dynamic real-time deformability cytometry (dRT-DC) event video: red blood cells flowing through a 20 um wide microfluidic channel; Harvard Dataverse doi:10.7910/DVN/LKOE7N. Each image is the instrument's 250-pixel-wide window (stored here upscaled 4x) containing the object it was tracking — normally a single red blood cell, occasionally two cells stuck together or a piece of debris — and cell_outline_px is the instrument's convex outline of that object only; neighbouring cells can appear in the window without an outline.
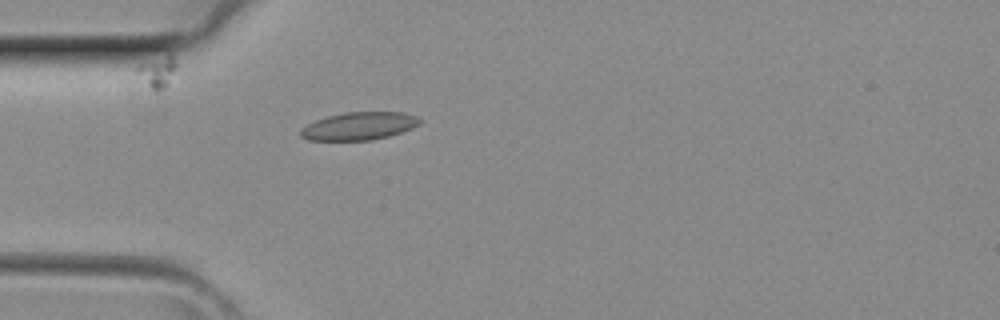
{"species": "common noctule bat (a hibernating species)", "species_latin": "Nyctalus noctula", "temperature_condition": "room temperature", "stored_images_in_passage": 4, "camera_frame_rate_fps": 3000, "um_per_image_px": 0.085, "animal": {"sex": "female", "body_mass_g": 29.2, "forearm_length_mm": 56.3}, "frame": {"image": 1, "passage_image": 4, "time_ms": 1.0, "image_size_px": [1000, 320], "cell_outline_px": [[420, 124], [412, 128], [388, 136], [372, 140], [308, 140], [300, 136], [300, 128], [316, 120], [328, 116], [344, 112], [404, 112], [416, 116], [420, 120]], "centroid_in_image_um": [30.5, 10.71], "position_along_channel_um": 54.5, "area_um2": 19.25}}